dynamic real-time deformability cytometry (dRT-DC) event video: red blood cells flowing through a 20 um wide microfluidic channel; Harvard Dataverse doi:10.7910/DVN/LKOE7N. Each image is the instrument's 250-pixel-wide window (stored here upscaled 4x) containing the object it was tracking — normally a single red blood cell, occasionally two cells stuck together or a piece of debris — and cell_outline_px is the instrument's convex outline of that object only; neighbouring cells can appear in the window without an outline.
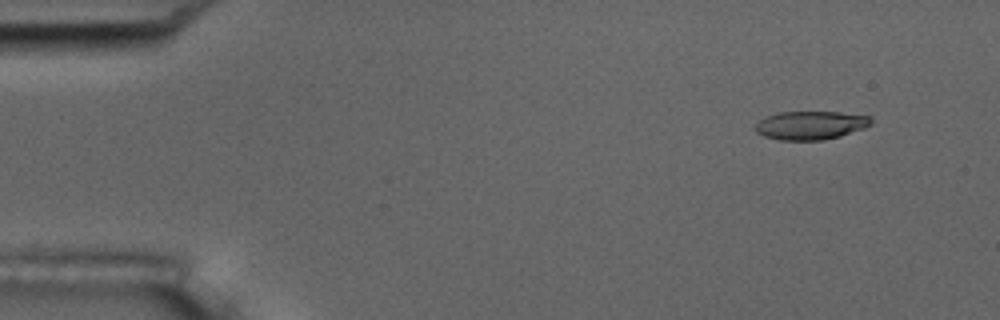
{"species": "common noctule bat (a hibernating species)", "species_latin": "Nyctalus noctula", "temperature_condition": "room temperature", "stored_images_in_passage": 13, "camera_frame_rate_fps": 3000, "um_per_image_px": 0.085, "animal": {"sex": "male", "body_mass_g": 17.5, "forearm_length_mm": 52.3}, "frame": {"image": 1, "passage_image": 5, "time_ms": 1.333, "image_size_px": [1000, 320], "cell_outline_px": [[872, 124], [864, 128], [840, 136], [824, 140], [780, 140], [764, 136], [756, 132], [756, 124], [760, 120], [768, 116], [780, 112], [840, 112], [872, 116]], "centroid_in_image_um": [68.94, 10.65], "position_along_channel_um": 16.1, "area_um2": 19.19}}